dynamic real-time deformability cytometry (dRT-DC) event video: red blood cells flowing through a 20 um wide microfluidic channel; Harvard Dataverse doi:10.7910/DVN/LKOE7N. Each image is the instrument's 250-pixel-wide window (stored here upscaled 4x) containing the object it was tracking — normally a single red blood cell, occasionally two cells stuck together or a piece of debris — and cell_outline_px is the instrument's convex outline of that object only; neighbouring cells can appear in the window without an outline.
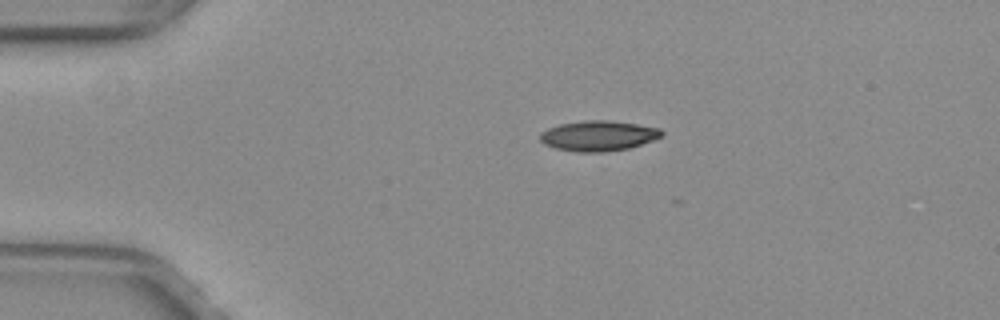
{"species": "common noctule bat (a hibernating species)", "species_latin": "Nyctalus noctula", "temperature_condition": "warm", "stored_images_in_passage": 6, "camera_frame_rate_fps": 3000, "um_per_image_px": 0.085, "animal": {"sex": "female", "body_mass_g": 29.2, "forearm_length_mm": 56.3}, "frame": {"image": 1, "passage_image": 2, "time_ms": 0.333, "image_size_px": [1000, 320], "cell_outline_px": [[664, 132], [660, 136], [652, 140], [628, 148], [604, 152], [576, 152], [556, 148], [544, 144], [540, 140], [540, 132], [548, 128], [560, 124], [584, 120], [608, 120], [636, 124], [660, 128]], "centroid_in_image_um": [50.83, 11.54], "position_along_channel_um": 34.2, "area_um2": 21.33}}